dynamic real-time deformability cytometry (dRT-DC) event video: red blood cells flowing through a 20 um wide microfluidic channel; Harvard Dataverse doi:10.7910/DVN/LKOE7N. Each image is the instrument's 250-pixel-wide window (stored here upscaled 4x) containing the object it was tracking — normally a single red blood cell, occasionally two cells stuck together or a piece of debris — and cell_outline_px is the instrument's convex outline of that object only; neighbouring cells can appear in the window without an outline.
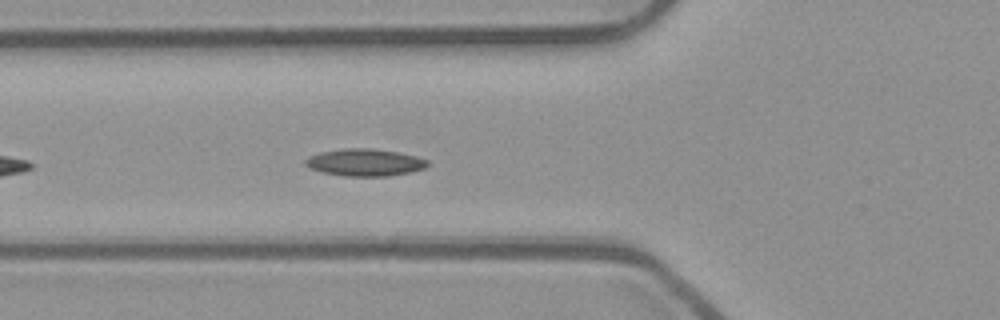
{"species": "common noctule bat (a hibernating species)", "species_latin": "Nyctalus noctula", "temperature_condition": "room temperature", "stored_images_in_passage": 40, "camera_frame_rate_fps": 3000, "um_per_image_px": 0.085, "animal": {"sex": "male", "body_mass_g": 23.1, "forearm_length_mm": 52.7}, "frame": {"image": 1, "passage_image": 6, "time_ms": 1.667, "image_size_px": [1000, 320], "cell_outline_px": [[428, 164], [424, 168], [412, 172], [388, 176], [344, 176], [324, 172], [312, 168], [304, 164], [304, 160], [308, 156], [320, 152], [344, 148], [372, 148], [396, 152], [416, 156], [428, 160]], "centroid_in_image_um": [31.01, 13.8], "position_along_channel_um": 94.8, "area_um2": 19.31}}
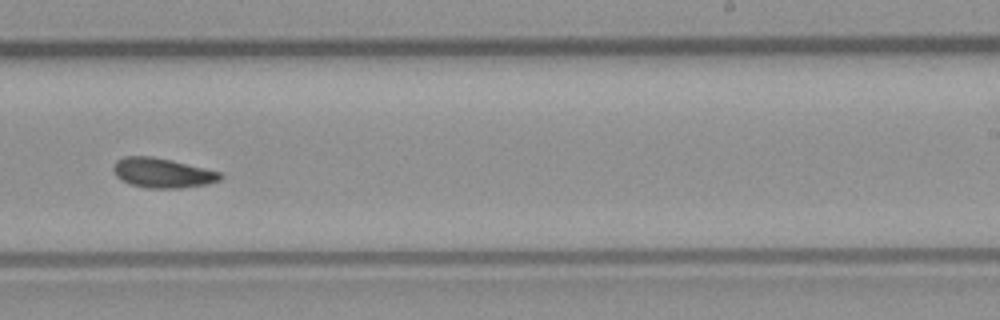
{"frame": {"image": 2, "passage_image": 20, "time_ms": 6.333, "image_size_px": [1000, 320], "cell_outline_px": [[224, 176], [220, 180], [208, 184], [180, 188], [148, 188], [132, 184], [120, 180], [112, 172], [112, 164], [116, 160], [124, 156], [152, 156], [172, 160], [220, 172]], "centroid_in_image_um": [13.77, 14.69], "position_along_channel_um": 275.2, "area_um2": 18.67}}
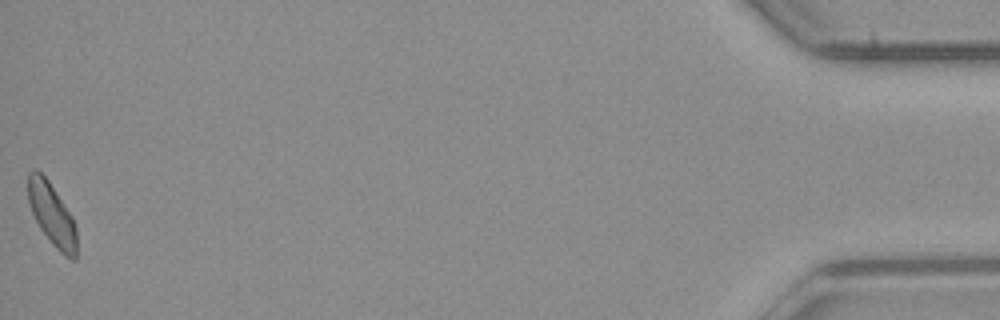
{"frame": {"image": 3, "passage_image": 40, "time_ms": 13.0, "image_size_px": [1000, 320], "cell_outline_px": [[76, 260], [72, 260], [64, 256], [52, 244], [40, 228], [28, 204], [28, 172], [32, 168], [36, 168], [48, 180], [72, 216], [76, 228]], "centroid_in_image_um": [4.4, 18.22], "position_along_channel_um": 430.8, "area_um2": 17.69}, "authors_computed_cell_mechanics": {"area_um2": 18.0914, "velocity_mm_per_s": 3.8578, "shape_relaxation_time_tau1_ms": null, "shape_relaxation_time_tau2_ms": 5.0778, "deformation_change_tau1": null, "deformation_change_tau2": 0.1125}}